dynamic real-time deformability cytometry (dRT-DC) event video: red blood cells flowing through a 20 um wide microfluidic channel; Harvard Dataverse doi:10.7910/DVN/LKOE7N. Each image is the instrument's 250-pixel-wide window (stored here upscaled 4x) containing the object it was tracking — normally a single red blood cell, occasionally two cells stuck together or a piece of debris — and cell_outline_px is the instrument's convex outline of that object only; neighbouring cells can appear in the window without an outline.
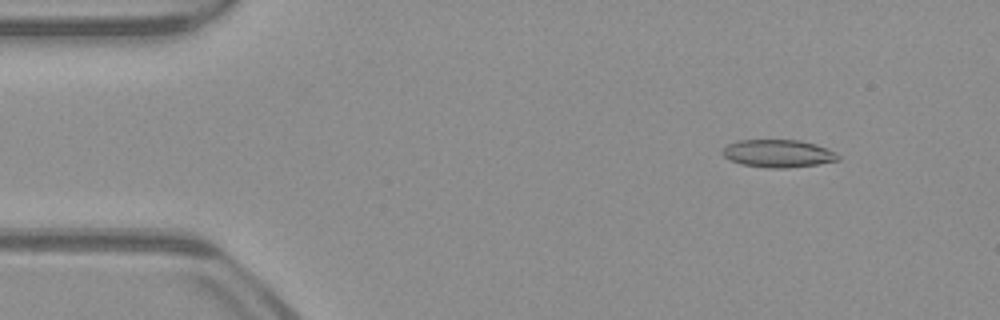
{"species": "common noctule bat (a hibernating species)", "species_latin": "Nyctalus noctula", "temperature_condition": "warm", "stored_images_in_passage": 52, "camera_frame_rate_fps": 3000, "um_per_image_px": 0.085, "animal": {"sex": "male", "body_mass_g": 23.1, "forearm_length_mm": 52.7}, "frame": {"image": 1, "passage_image": 6, "time_ms": 1.667, "image_size_px": [1000, 320], "cell_outline_px": [[840, 160], [816, 164], [788, 168], [768, 168], [740, 164], [728, 160], [720, 152], [728, 144], [740, 140], [800, 140], [816, 144], [836, 152], [840, 156]], "centroid_in_image_um": [66.13, 13.05], "position_along_channel_um": 18.9, "area_um2": 18.79}}
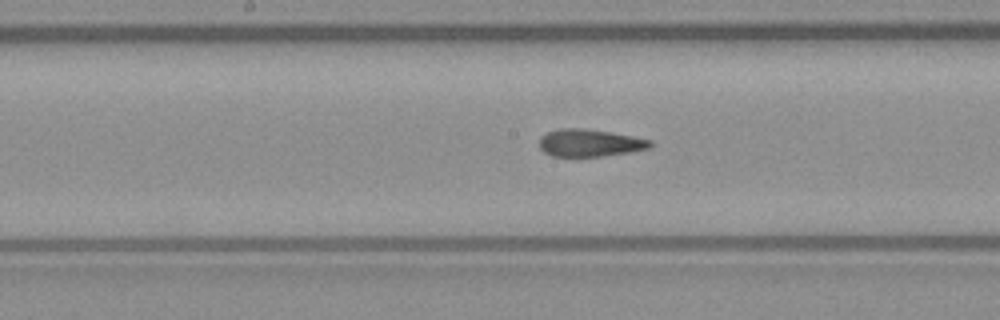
{"frame": {"image": 2, "passage_image": 26, "time_ms": 8.333, "image_size_px": [1000, 320], "cell_outline_px": [[652, 148], [604, 156], [552, 156], [544, 152], [540, 148], [540, 136], [548, 132], [560, 128], [580, 128], [608, 132], [632, 136], [652, 140]], "centroid_in_image_um": [50.13, 12.15], "position_along_channel_um": 198.1, "area_um2": 17.57}}
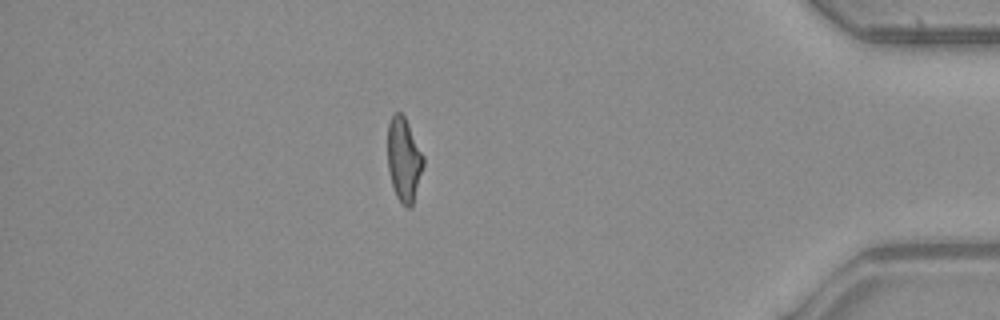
{"frame": {"image": 3, "passage_image": 45, "time_ms": 14.667, "image_size_px": [1000, 320], "cell_outline_px": [[424, 164], [412, 204], [408, 208], [396, 196], [392, 184], [388, 168], [388, 124], [392, 116], [396, 112], [400, 112], [404, 116], [424, 156]], "centroid_in_image_um": [34.33, 13.53], "position_along_channel_um": 400.9, "area_um2": 17.05}, "authors_computed_cell_mechanics": {"area_um2": 18.3804, "velocity_mm_per_s": 3.9482, "shape_relaxation_time_tau1_ms": 7.5049, "shape_relaxation_time_tau2_ms": 1.8033, "deformation_change_tau1": 0.192, "deformation_change_tau2": 0.1099}}